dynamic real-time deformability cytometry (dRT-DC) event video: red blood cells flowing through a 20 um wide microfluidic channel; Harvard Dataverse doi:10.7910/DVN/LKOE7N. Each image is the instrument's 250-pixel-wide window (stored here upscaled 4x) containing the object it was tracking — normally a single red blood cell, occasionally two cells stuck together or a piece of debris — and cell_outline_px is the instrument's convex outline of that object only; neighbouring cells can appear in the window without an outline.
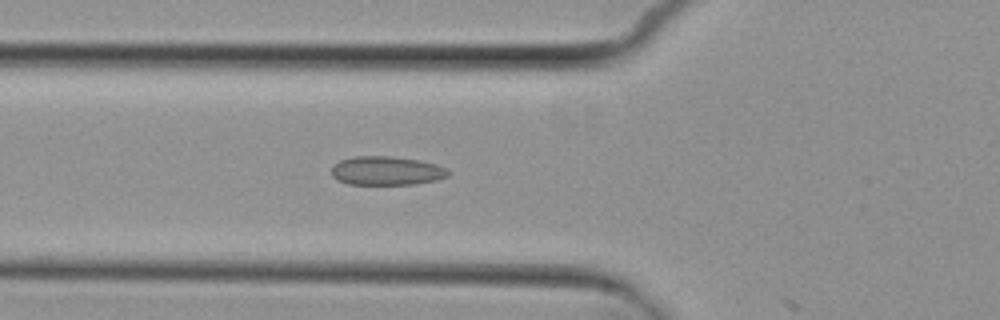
{"species": "common noctule bat (a hibernating species)", "species_latin": "Nyctalus noctula", "temperature_condition": "cold", "stored_images_in_passage": 5, "camera_frame_rate_fps": 3000, "um_per_image_px": 0.085, "animal": {"sex": "female", "body_mass_g": 29.2, "forearm_length_mm": 56.3}, "frame": {"image": 1, "passage_image": 5, "time_ms": 5.0, "image_size_px": [1000, 320], "cell_outline_px": [[448, 176], [436, 180], [416, 184], [348, 184], [336, 180], [332, 176], [332, 164], [340, 160], [352, 156], [392, 156], [416, 160], [436, 164], [448, 168]], "centroid_in_image_um": [32.82, 14.51], "position_along_channel_um": 93.0, "area_um2": 19.71}}